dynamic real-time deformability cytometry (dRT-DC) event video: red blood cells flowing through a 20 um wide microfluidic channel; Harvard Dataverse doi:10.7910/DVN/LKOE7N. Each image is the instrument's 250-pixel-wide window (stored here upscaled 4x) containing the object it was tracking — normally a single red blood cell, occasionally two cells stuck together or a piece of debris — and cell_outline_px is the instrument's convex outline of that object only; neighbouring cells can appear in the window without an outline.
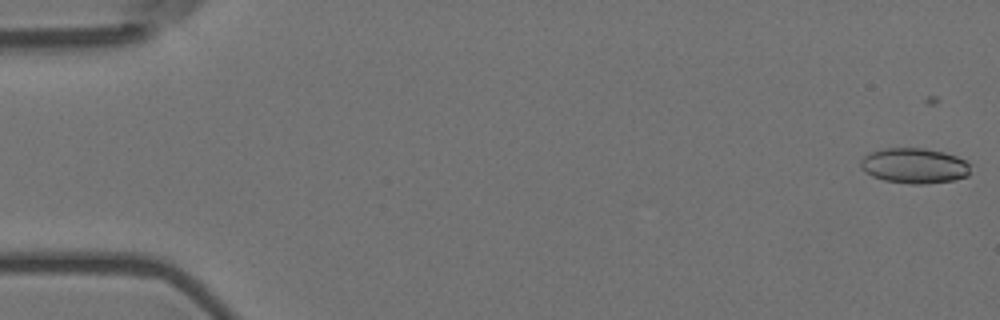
{"species": "Egyptian fruit bat (a non-hibernating species)", "species_latin": "Rousettus aegyptiacus", "temperature_condition": "room temperature", "stored_images_in_passage": 3, "camera_frame_rate_fps": 3000, "um_per_image_px": 0.085, "animal": {"sex": "female"}, "frame": {"image": 1, "passage_image": 1, "time_ms": 0.0, "image_size_px": [1000, 320], "cell_outline_px": [[968, 176], [952, 180], [924, 184], [912, 184], [884, 180], [872, 176], [864, 172], [860, 168], [860, 160], [868, 152], [880, 148], [924, 148], [944, 152], [956, 156], [964, 160], [968, 164]], "centroid_in_image_um": [77.65, 14.07], "position_along_channel_um": 7.4, "area_um2": 22.66}}